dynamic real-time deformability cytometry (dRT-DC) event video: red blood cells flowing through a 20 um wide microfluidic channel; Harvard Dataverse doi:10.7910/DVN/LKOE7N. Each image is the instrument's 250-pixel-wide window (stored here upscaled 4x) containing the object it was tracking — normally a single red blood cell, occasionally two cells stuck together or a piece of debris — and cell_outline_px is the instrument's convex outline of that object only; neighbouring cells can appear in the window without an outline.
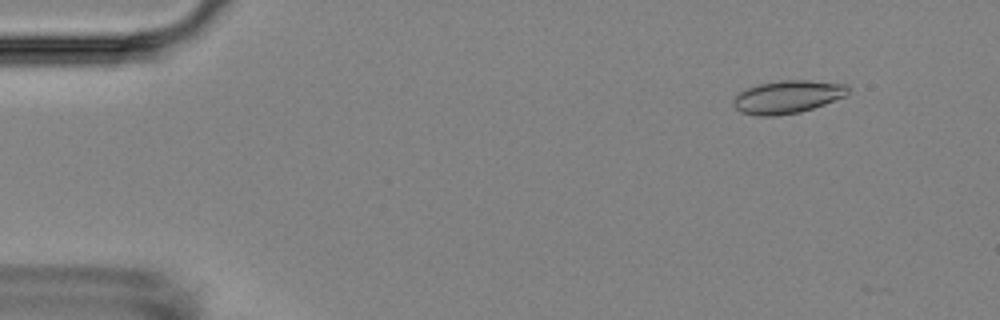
{"species": "Egyptian fruit bat (a non-hibernating species)", "species_latin": "Rousettus aegyptiacus", "temperature_condition": "room temperature", "stored_images_in_passage": 2, "camera_frame_rate_fps": 3000, "um_per_image_px": 0.085, "animal": {"sex": "female"}, "frame": {"image": 1, "passage_image": 1, "time_ms": 0.0, "image_size_px": [1000, 320], "cell_outline_px": [[848, 92], [844, 96], [824, 104], [800, 112], [776, 116], [756, 116], [740, 112], [732, 104], [732, 100], [740, 92], [748, 88], [760, 84], [780, 80], [808, 80], [848, 84]], "centroid_in_image_um": [66.91, 8.24], "position_along_channel_um": 18.1, "area_um2": 21.91}}